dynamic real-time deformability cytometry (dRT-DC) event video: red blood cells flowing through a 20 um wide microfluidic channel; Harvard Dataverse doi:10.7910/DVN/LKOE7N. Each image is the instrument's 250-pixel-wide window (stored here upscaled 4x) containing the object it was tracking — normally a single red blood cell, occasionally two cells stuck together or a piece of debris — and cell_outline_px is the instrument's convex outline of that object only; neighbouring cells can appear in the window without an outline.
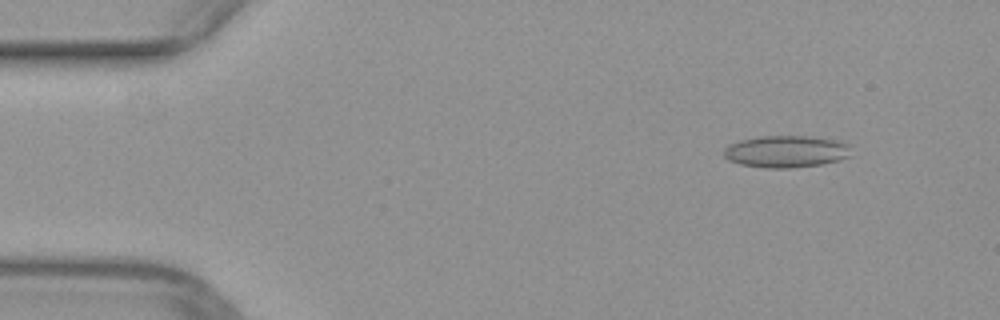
{"species": "common noctule bat (a hibernating species)", "species_latin": "Nyctalus noctula", "temperature_condition": "warm", "stored_images_in_passage": 9, "camera_frame_rate_fps": 3000, "um_per_image_px": 0.085, "animal": {"sex": "female", "body_mass_g": 29.2, "forearm_length_mm": 56.3}, "frame": {"image": 1, "passage_image": 6, "time_ms": 1.667, "image_size_px": [1000, 320], "cell_outline_px": [[848, 156], [840, 160], [824, 164], [792, 168], [764, 168], [740, 164], [728, 160], [724, 156], [724, 148], [728, 144], [740, 140], [760, 136], [808, 136], [832, 140], [848, 144]], "centroid_in_image_um": [66.75, 12.89], "position_along_channel_um": 18.2, "area_um2": 23.64}}